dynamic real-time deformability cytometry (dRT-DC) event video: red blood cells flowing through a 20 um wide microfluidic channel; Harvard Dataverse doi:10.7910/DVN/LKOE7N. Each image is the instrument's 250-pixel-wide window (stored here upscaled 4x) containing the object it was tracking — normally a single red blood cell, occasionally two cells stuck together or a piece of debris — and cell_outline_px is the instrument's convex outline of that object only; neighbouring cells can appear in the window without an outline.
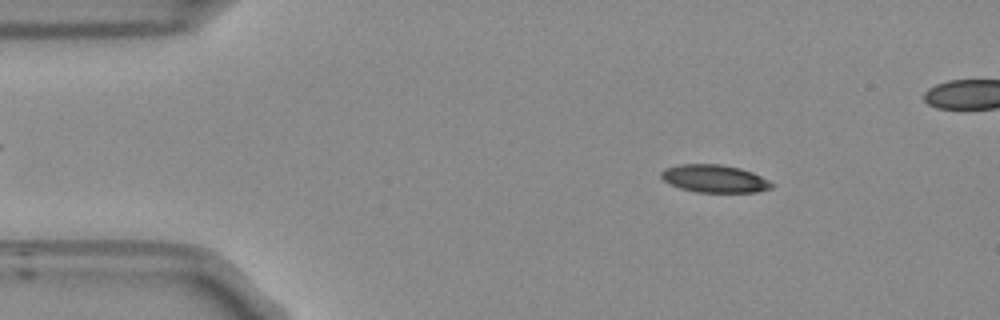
{"species": "Egyptian fruit bat (a non-hibernating species)", "species_latin": "Rousettus aegyptiacus", "temperature_condition": "room temperature", "stored_images_in_passage": 53, "segment_of_instrument_passage": [1, 2], "camera_frame_rate_fps": 3000, "um_per_image_px": 0.085, "frame": {"image": 1, "passage_image": 7, "time_ms": 2.0, "image_size_px": [1000, 320], "cell_outline_px": [[776, 184], [772, 188], [756, 192], [696, 192], [680, 188], [668, 184], [660, 176], [660, 172], [664, 168], [680, 164], [720, 164], [740, 168], [752, 172]], "centroid_in_image_um": [60.71, 15.18], "position_along_channel_um": 24.3, "area_um2": 17.98}}
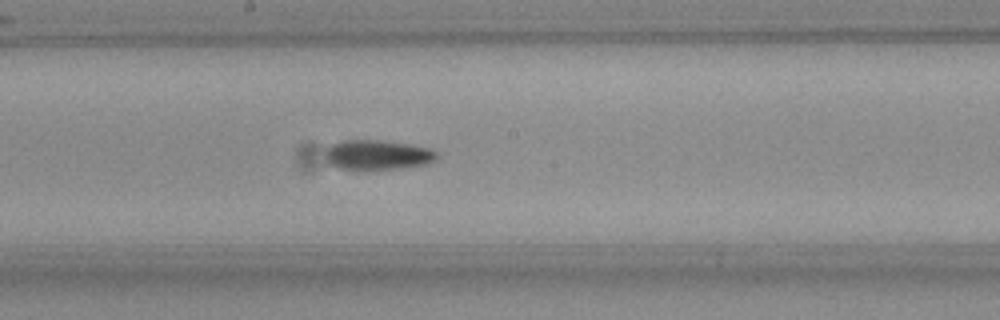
{"frame": {"image": 2, "passage_image": 27, "time_ms": 8.667, "image_size_px": [1000, 320], "cell_outline_px": [[436, 160], [428, 164], [376, 172], [356, 172], [336, 168], [328, 164], [328, 148], [332, 144], [344, 140], [376, 140], [408, 144], [428, 148], [436, 152]], "centroid_in_image_um": [32.07, 13.23], "position_along_channel_um": 216.1, "area_um2": 20.0}}
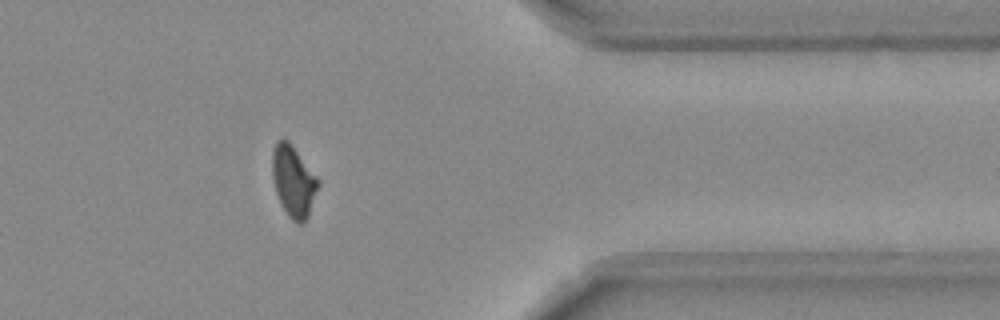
{"frame": {"image": 3, "passage_image": 42, "time_ms": 13.667, "image_size_px": [1000, 320], "cell_outline_px": [[320, 184], [308, 216], [304, 224], [296, 224], [288, 216], [276, 192], [272, 176], [272, 152], [276, 140], [284, 136], [288, 140], [320, 180]], "centroid_in_image_um": [24.95, 15.38], "position_along_channel_um": 386.5, "area_um2": 19.19}}